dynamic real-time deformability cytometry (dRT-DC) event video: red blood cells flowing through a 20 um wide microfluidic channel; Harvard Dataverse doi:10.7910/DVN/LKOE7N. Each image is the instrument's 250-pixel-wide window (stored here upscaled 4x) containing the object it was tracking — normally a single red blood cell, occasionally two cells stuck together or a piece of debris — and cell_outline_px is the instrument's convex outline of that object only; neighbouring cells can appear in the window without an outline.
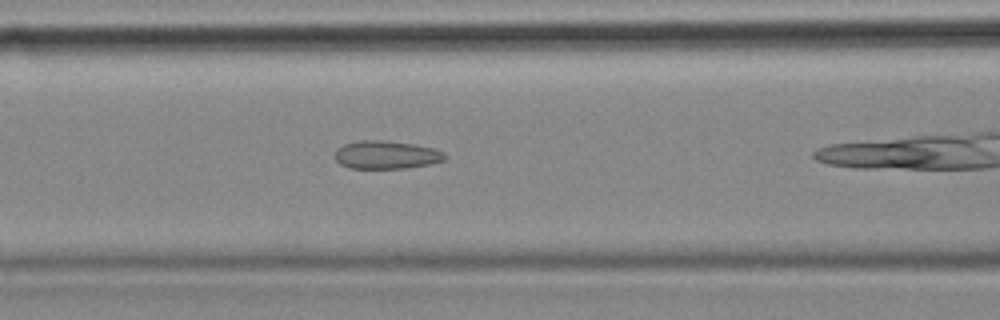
{"species": "common noctule bat (a hibernating species)", "species_latin": "Nyctalus noctula", "temperature_condition": "cold", "stored_images_in_passage": 40, "camera_frame_rate_fps": 3000, "um_per_image_px": 0.085, "animal": {"sex": "female", "body_mass_g": 18.4}, "frame": {"image": 1, "passage_image": 18, "time_ms": 5.667, "image_size_px": [1000, 320], "cell_outline_px": [[448, 156], [444, 160], [428, 164], [404, 168], [348, 168], [340, 164], [332, 156], [336, 148], [344, 144], [360, 140], [388, 140], [416, 144], [432, 148], [444, 152]], "centroid_in_image_um": [32.79, 13.15], "position_along_channel_um": 133.8, "area_um2": 18.26}}